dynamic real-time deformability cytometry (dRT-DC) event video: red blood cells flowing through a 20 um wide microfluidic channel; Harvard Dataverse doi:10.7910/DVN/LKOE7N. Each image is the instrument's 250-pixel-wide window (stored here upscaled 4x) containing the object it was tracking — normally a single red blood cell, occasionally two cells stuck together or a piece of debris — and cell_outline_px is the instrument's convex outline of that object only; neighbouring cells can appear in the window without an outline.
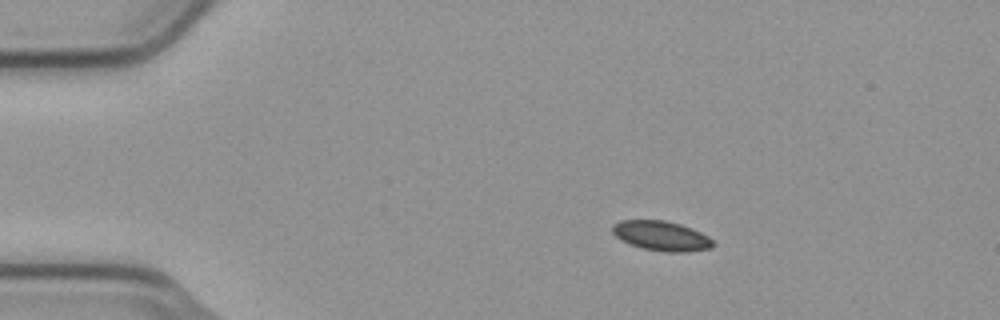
{"species": "common noctule bat (a hibernating species)", "species_latin": "Nyctalus noctula", "temperature_condition": "cold", "stored_images_in_passage": 3, "camera_frame_rate_fps": 3000, "um_per_image_px": 0.085, "animal": {"sex": "male", "body_mass_g": 23.1, "forearm_length_mm": 52.7}, "frame": {"image": 1, "passage_image": 1, "time_ms": 0.0, "image_size_px": [1000, 320], "cell_outline_px": [[716, 244], [712, 248], [688, 252], [664, 252], [644, 248], [632, 244], [616, 236], [612, 232], [612, 224], [620, 220], [664, 220], [680, 224], [692, 228], [708, 236]], "centroid_in_image_um": [56.26, 20.04], "position_along_channel_um": 28.7, "area_um2": 17.4}}